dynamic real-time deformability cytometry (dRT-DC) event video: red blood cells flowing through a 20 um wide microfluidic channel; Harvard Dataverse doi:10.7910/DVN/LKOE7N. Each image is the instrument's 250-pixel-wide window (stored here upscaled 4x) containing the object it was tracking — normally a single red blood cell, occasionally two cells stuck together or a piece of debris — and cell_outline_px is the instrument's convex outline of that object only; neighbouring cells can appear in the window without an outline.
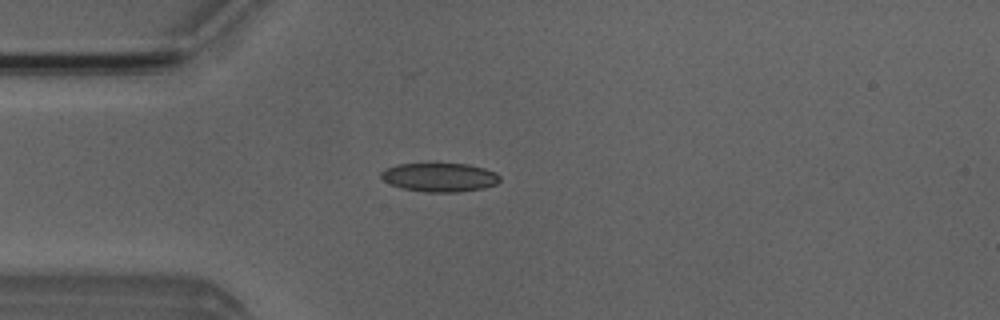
{"species": "Egyptian fruit bat (a non-hibernating species)", "species_latin": "Rousettus aegyptiacus", "temperature_condition": "room temperature", "stored_images_in_passage": 5, "camera_frame_rate_fps": 3000, "um_per_image_px": 0.085, "animal": {"sex": "male"}, "frame": {"image": 1, "passage_image": 4, "time_ms": 3.667, "image_size_px": [1000, 320], "cell_outline_px": [[500, 180], [496, 184], [484, 188], [456, 192], [424, 192], [404, 188], [392, 184], [384, 180], [380, 176], [380, 172], [384, 168], [396, 164], [468, 164], [484, 168], [496, 172], [500, 176]], "centroid_in_image_um": [37.38, 15.06], "position_along_channel_um": 47.6, "area_um2": 19.88}}